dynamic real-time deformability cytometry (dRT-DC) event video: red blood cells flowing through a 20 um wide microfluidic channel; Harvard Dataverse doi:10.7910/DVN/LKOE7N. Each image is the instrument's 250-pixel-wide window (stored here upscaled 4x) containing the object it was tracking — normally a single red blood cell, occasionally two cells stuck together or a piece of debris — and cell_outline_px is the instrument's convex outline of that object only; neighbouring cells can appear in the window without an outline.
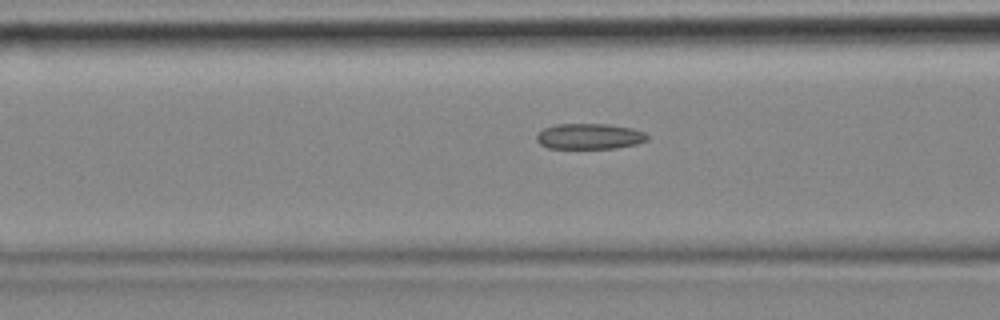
{"species": "common noctule bat (a hibernating species)", "species_latin": "Nyctalus noctula", "temperature_condition": "cold", "stored_images_in_passage": 17, "camera_frame_rate_fps": 3000, "um_per_image_px": 0.085, "animal": {"sex": "female", "body_mass_g": 18.4}, "frame": {"image": 1, "passage_image": 15, "time_ms": 4.667, "image_size_px": [1000, 320], "cell_outline_px": [[648, 140], [636, 144], [616, 148], [548, 148], [540, 144], [536, 140], [536, 136], [544, 128], [556, 124], [608, 124], [632, 128], [644, 132], [648, 136]], "centroid_in_image_um": [50.11, 11.59], "position_along_channel_um": 116.5, "area_um2": 16.53}}